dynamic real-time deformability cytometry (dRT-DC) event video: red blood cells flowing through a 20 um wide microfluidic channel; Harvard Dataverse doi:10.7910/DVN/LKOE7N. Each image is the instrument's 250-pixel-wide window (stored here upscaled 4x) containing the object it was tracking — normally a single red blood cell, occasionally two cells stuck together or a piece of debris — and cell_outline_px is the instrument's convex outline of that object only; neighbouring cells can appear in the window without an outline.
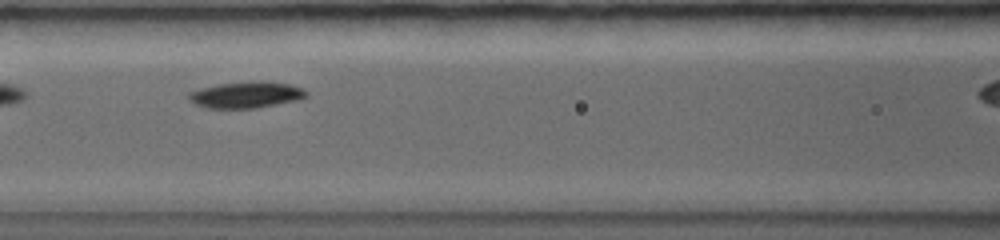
{"species": "common noctule bat (a hibernating species)", "species_latin": "Nyctalus noctula", "temperature_condition": "warm", "stored_images_in_passage": 19, "camera_frame_rate_fps": 5000, "um_per_image_px": 0.085, "animal": {"sex": "female", "body_mass_g": 19.0, "forearm_length_mm": 56.7}, "frame": {"image": 1, "passage_image": 6, "time_ms": 1.2, "image_size_px": [1000, 240], "cell_outline_px": [[308, 96], [296, 100], [256, 108], [208, 108], [196, 104], [188, 96], [188, 92], [200, 88], [220, 84], [252, 80], [264, 80], [292, 84], [308, 92]], "centroid_in_image_um": [20.95, 8.04], "position_along_channel_um": 145.6, "area_um2": 18.09}}